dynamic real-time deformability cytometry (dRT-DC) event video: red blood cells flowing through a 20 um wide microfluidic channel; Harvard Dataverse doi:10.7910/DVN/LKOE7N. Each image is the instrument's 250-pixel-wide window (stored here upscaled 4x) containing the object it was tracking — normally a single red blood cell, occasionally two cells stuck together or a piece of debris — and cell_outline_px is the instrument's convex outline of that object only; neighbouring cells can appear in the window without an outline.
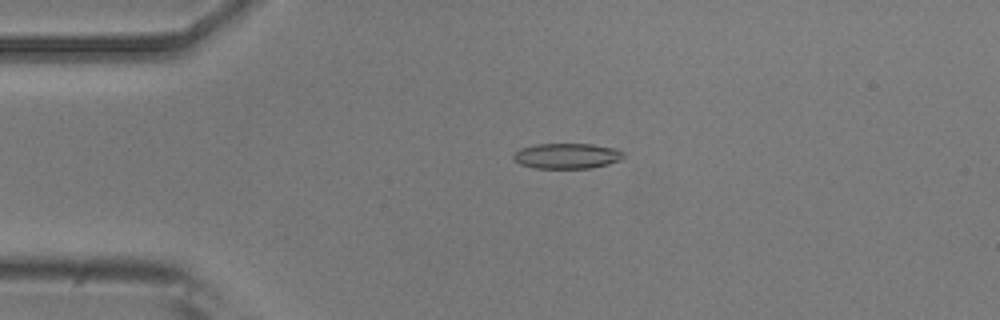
{"species": "common noctule bat (a hibernating species)", "species_latin": "Nyctalus noctula", "temperature_condition": "room temperature", "stored_images_in_passage": 53, "camera_frame_rate_fps": 3000, "um_per_image_px": 0.085, "animal": {"sex": "male", "body_mass_g": 20.5, "forearm_length_mm": 52.5}, "frame": {"image": 1, "passage_image": 12, "time_ms": 3.667, "image_size_px": [1000, 320], "cell_outline_px": [[624, 156], [620, 160], [608, 164], [592, 168], [532, 168], [520, 164], [512, 156], [520, 148], [536, 144], [592, 144], [612, 148], [624, 152]], "centroid_in_image_um": [48.18, 13.26], "position_along_channel_um": 36.8, "area_um2": 16.24}}
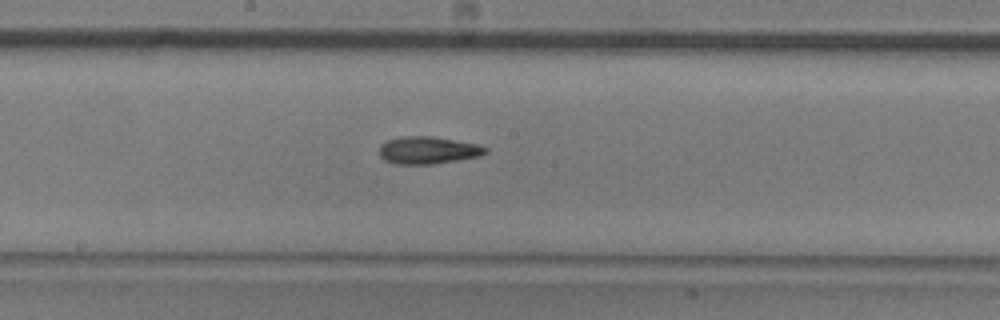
{"frame": {"image": 2, "passage_image": 28, "time_ms": 9.0, "image_size_px": [1000, 320], "cell_outline_px": [[488, 152], [480, 156], [432, 164], [396, 164], [384, 160], [380, 156], [380, 144], [388, 140], [400, 136], [432, 136], [476, 144], [488, 148]], "centroid_in_image_um": [36.36, 12.77], "position_along_channel_um": 211.8, "area_um2": 16.88}}
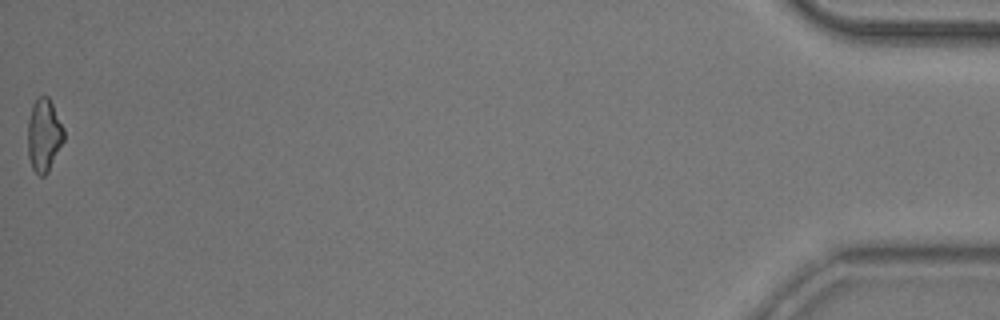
{"frame": {"image": 3, "passage_image": 53, "time_ms": 17.333, "image_size_px": [1000, 320], "cell_outline_px": [[64, 140], [48, 172], [44, 176], [40, 176], [32, 168], [28, 156], [28, 120], [32, 104], [40, 96], [48, 96], [64, 128]], "centroid_in_image_um": [3.73, 11.5], "position_along_channel_um": 431.5, "area_um2": 15.26}, "authors_computed_cell_mechanics": {"area_um2": 16.184, "velocity_mm_per_s": 3.8472, "shape_relaxation_time_tau1_ms": null, "shape_relaxation_time_tau2_ms": 2.3557, "deformation_change_tau1": null, "deformation_change_tau2": 0.1057}}